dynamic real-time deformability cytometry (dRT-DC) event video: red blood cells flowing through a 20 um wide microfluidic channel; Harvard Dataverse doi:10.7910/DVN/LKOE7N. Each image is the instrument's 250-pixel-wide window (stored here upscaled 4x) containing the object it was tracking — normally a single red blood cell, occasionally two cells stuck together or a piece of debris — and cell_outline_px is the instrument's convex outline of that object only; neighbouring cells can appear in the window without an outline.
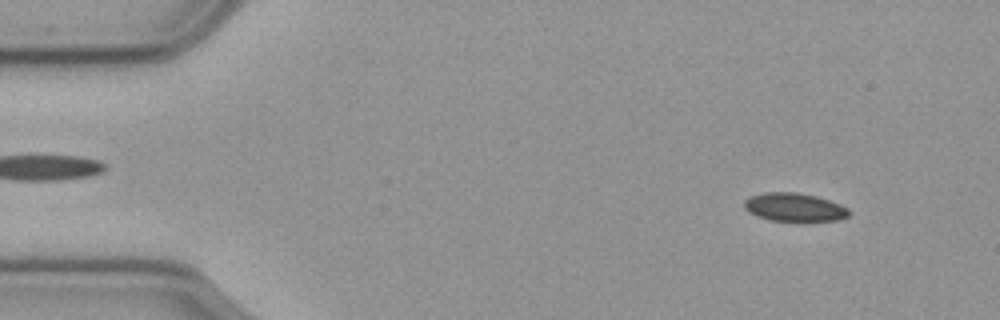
{"species": "common noctule bat (a hibernating species)", "species_latin": "Nyctalus noctula", "temperature_condition": "cold", "stored_images_in_passage": 15, "camera_frame_rate_fps": 3000, "um_per_image_px": 0.085, "animal": {"sex": "male", "body_mass_g": 23.1, "forearm_length_mm": 52.7}, "frame": {"image": 1, "passage_image": 5, "time_ms": 1.333, "image_size_px": [1000, 320], "cell_outline_px": [[852, 212], [848, 216], [836, 220], [772, 220], [756, 216], [748, 212], [744, 208], [744, 200], [752, 196], [764, 192], [796, 192], [816, 196], [840, 204], [848, 208]], "centroid_in_image_um": [67.51, 17.6], "position_along_channel_um": 17.5, "area_um2": 17.11}}